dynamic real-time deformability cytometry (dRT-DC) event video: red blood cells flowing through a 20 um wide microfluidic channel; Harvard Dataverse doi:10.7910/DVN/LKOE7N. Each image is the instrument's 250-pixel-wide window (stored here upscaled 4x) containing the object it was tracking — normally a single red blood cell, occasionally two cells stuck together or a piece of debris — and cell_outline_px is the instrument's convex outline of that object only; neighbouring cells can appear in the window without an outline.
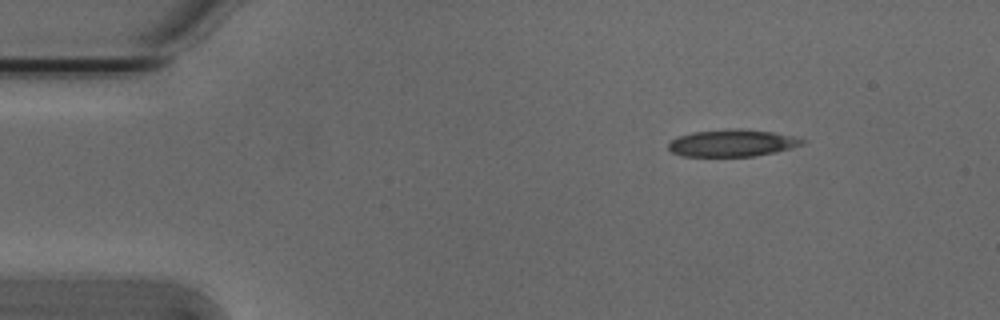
{"species": "Egyptian fruit bat (a non-hibernating species)", "species_latin": "Rousettus aegyptiacus", "temperature_condition": "cold", "stored_images_in_passage": 47, "camera_frame_rate_fps": 3000, "um_per_image_px": 0.085, "animal": {"sex": "male"}, "frame": {"image": 1, "passage_image": 1, "time_ms": 0.0, "image_size_px": [1000, 320], "cell_outline_px": [[808, 140], [804, 144], [776, 152], [756, 156], [684, 156], [672, 152], [668, 148], [668, 144], [676, 136], [692, 132], [732, 128], [740, 128], [772, 132], [792, 136]], "centroid_in_image_um": [62.24, 12.15], "position_along_channel_um": 22.8, "area_um2": 21.21}}
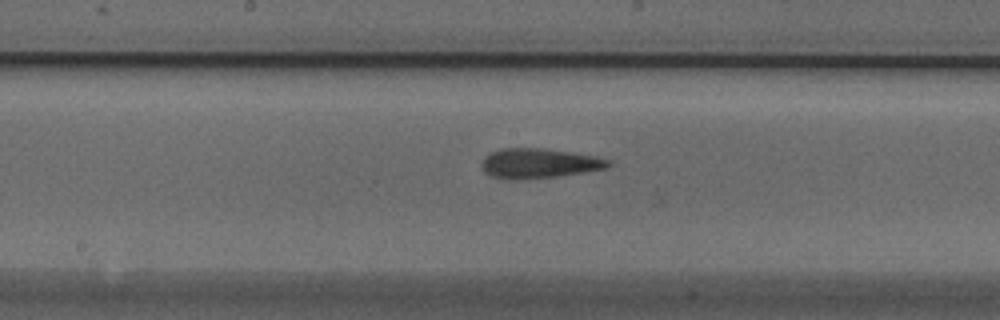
{"frame": {"image": 2, "passage_image": 21, "time_ms": 6.667, "image_size_px": [1000, 320], "cell_outline_px": [[612, 164], [608, 168], [556, 176], [512, 180], [504, 180], [492, 176], [484, 172], [480, 164], [484, 156], [492, 152], [504, 148], [544, 148], [572, 152], [596, 156], [608, 160]], "centroid_in_image_um": [45.78, 13.88], "position_along_channel_um": 202.4, "area_um2": 22.02}}
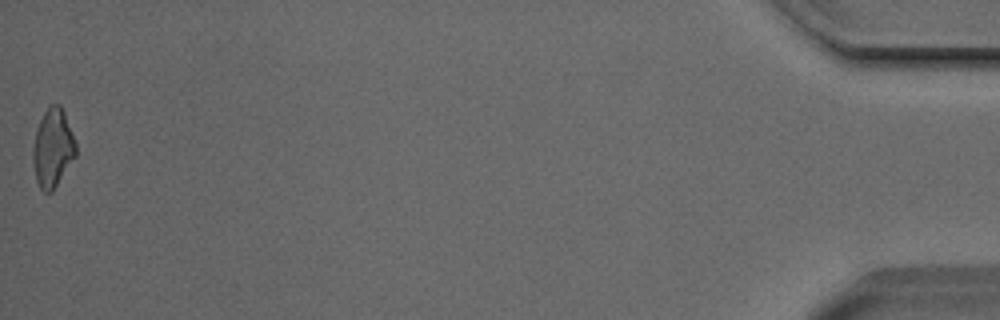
{"frame": {"image": 3, "passage_image": 47, "time_ms": 15.333, "image_size_px": [1000, 320], "cell_outline_px": [[76, 156], [52, 192], [44, 192], [40, 188], [36, 180], [32, 160], [32, 148], [36, 128], [48, 104], [60, 104], [64, 112], [76, 144]], "centroid_in_image_um": [4.47, 12.58], "position_along_channel_um": 430.7, "area_um2": 19.71}, "authors_computed_cell_mechanics": {"area_um2": 20.8658, "velocity_mm_per_s": 3.8225, "shape_relaxation_time_tau1_ms": 9.8075, "shape_relaxation_time_tau2_ms": 5.3599, "deformation_change_tau1": 0.1805, "deformation_change_tau2": 0.1786}}